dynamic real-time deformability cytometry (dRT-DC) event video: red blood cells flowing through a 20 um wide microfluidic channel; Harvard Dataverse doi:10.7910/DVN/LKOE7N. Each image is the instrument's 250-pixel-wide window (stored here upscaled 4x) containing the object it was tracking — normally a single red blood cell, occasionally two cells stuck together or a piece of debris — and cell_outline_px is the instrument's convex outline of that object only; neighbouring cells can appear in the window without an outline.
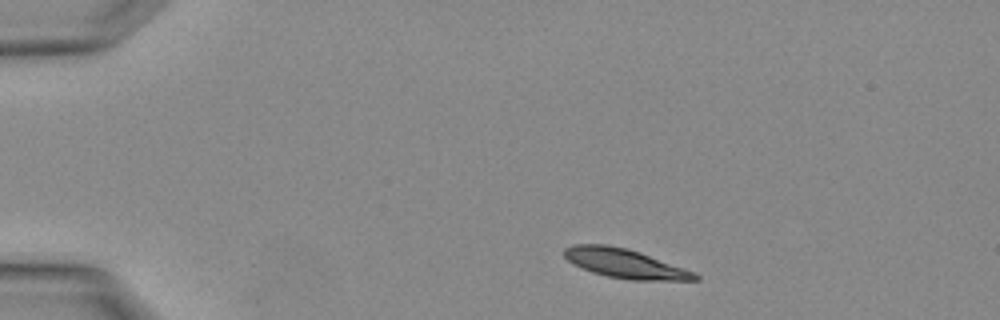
{"species": "Egyptian fruit bat (a non-hibernating species)", "species_latin": "Rousettus aegyptiacus", "temperature_condition": "warm", "stored_images_in_passage": 2, "camera_frame_rate_fps": 3000, "um_per_image_px": 0.085, "animal": {"sex": "female"}, "frame": {"image": 1, "passage_image": 1, "time_ms": 0.0, "image_size_px": [1000, 320], "cell_outline_px": [[700, 280], [632, 280], [608, 276], [592, 272], [580, 268], [572, 264], [564, 256], [564, 248], [572, 244], [608, 244], [628, 248], [640, 252], [696, 272], [700, 276]], "centroid_in_image_um": [53.12, 22.39], "position_along_channel_um": 31.9, "area_um2": 22.43}}